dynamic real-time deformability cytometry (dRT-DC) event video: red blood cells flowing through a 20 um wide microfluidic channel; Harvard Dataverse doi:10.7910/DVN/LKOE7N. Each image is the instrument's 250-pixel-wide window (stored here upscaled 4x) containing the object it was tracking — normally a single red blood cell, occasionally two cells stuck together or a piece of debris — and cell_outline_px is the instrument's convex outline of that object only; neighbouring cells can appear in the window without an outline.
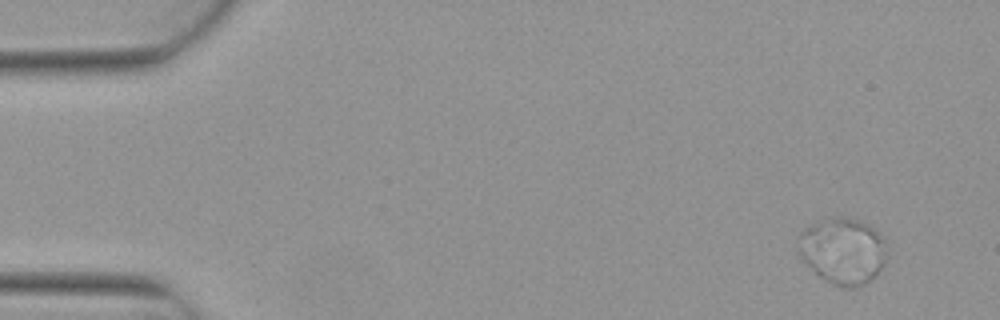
{"species": "Egyptian fruit bat (a non-hibernating species)", "species_latin": "Rousettus aegyptiacus", "temperature_condition": "warm", "stored_images_in_passage": 8, "camera_frame_rate_fps": 3000, "um_per_image_px": 0.085, "animal": {"sex": "female"}, "frame": {"image": 1, "passage_image": 1, "time_ms": 0.0, "image_size_px": [1000, 320], "cell_outline_px": [[888, 256], [880, 268], [868, 280], [856, 288], [840, 288], [820, 276], [800, 260], [796, 236], [812, 224], [820, 220], [832, 216], [844, 216], [860, 220], [868, 224], [880, 232], [888, 244]], "centroid_in_image_um": [71.64, 21.29], "position_along_channel_um": 13.4, "area_um2": 34.85}}
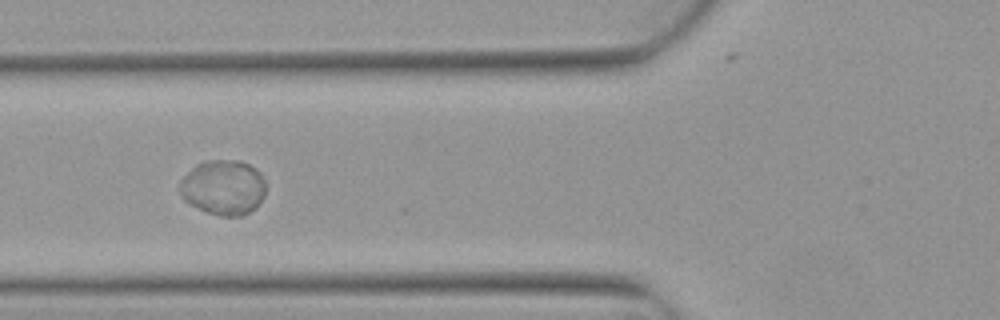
{"frame": {"image": 2, "passage_image": 6, "time_ms": 1.667, "image_size_px": [1000, 320], "cell_outline_px": [[264, 196], [256, 208], [240, 216], [220, 216], [208, 212], [184, 200], [180, 192], [180, 180], [196, 164], [204, 160], [240, 160], [256, 168], [260, 172], [264, 180]], "centroid_in_image_um": [18.99, 15.91], "position_along_channel_um": 106.8, "area_um2": 27.51}}
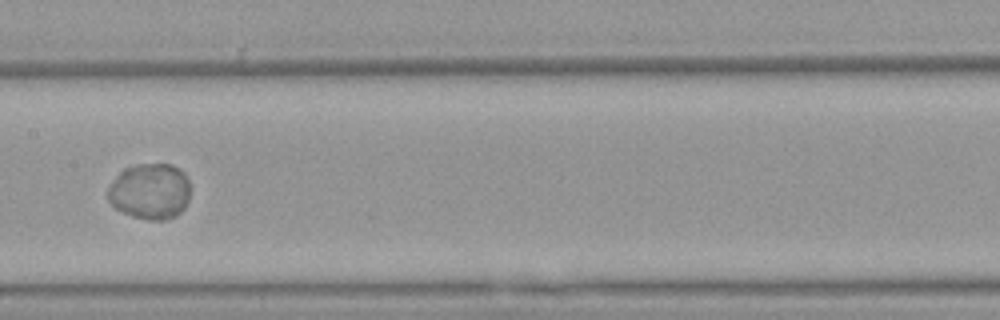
{"frame": {"image": 3, "passage_image": 8, "time_ms": 2.333, "image_size_px": [1000, 320], "cell_outline_px": [[188, 200], [184, 208], [176, 216], [168, 220], [148, 220], [132, 216], [116, 208], [108, 200], [108, 188], [116, 176], [124, 168], [136, 164], [172, 164], [180, 168], [184, 172], [188, 180]], "centroid_in_image_um": [12.76, 16.26], "position_along_channel_um": 194.6, "area_um2": 26.93}}